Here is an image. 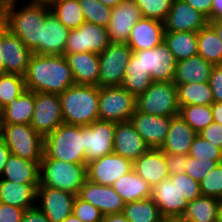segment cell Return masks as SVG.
Masks as SVG:
<instances>
[{"label": "cell", "instance_id": "obj_1", "mask_svg": "<svg viewBox=\"0 0 222 222\" xmlns=\"http://www.w3.org/2000/svg\"><path fill=\"white\" fill-rule=\"evenodd\" d=\"M24 80L27 90L58 95L75 85L71 68L64 55L33 53Z\"/></svg>", "mask_w": 222, "mask_h": 222}, {"label": "cell", "instance_id": "obj_2", "mask_svg": "<svg viewBox=\"0 0 222 222\" xmlns=\"http://www.w3.org/2000/svg\"><path fill=\"white\" fill-rule=\"evenodd\" d=\"M17 2L12 0L2 25L33 51L41 42V25L50 6L27 2L25 6L16 9Z\"/></svg>", "mask_w": 222, "mask_h": 222}, {"label": "cell", "instance_id": "obj_3", "mask_svg": "<svg viewBox=\"0 0 222 222\" xmlns=\"http://www.w3.org/2000/svg\"><path fill=\"white\" fill-rule=\"evenodd\" d=\"M63 121L88 126L99 119L98 86L73 85L59 95Z\"/></svg>", "mask_w": 222, "mask_h": 222}, {"label": "cell", "instance_id": "obj_4", "mask_svg": "<svg viewBox=\"0 0 222 222\" xmlns=\"http://www.w3.org/2000/svg\"><path fill=\"white\" fill-rule=\"evenodd\" d=\"M42 158L86 164L84 126L62 123L44 138Z\"/></svg>", "mask_w": 222, "mask_h": 222}, {"label": "cell", "instance_id": "obj_5", "mask_svg": "<svg viewBox=\"0 0 222 222\" xmlns=\"http://www.w3.org/2000/svg\"><path fill=\"white\" fill-rule=\"evenodd\" d=\"M87 179L86 164L42 158L39 185L57 188L78 195Z\"/></svg>", "mask_w": 222, "mask_h": 222}, {"label": "cell", "instance_id": "obj_6", "mask_svg": "<svg viewBox=\"0 0 222 222\" xmlns=\"http://www.w3.org/2000/svg\"><path fill=\"white\" fill-rule=\"evenodd\" d=\"M0 138L12 155L41 163L44 138L30 124H0Z\"/></svg>", "mask_w": 222, "mask_h": 222}, {"label": "cell", "instance_id": "obj_7", "mask_svg": "<svg viewBox=\"0 0 222 222\" xmlns=\"http://www.w3.org/2000/svg\"><path fill=\"white\" fill-rule=\"evenodd\" d=\"M137 110L154 116L179 115L178 91L174 82L153 81L149 88L137 96Z\"/></svg>", "mask_w": 222, "mask_h": 222}, {"label": "cell", "instance_id": "obj_8", "mask_svg": "<svg viewBox=\"0 0 222 222\" xmlns=\"http://www.w3.org/2000/svg\"><path fill=\"white\" fill-rule=\"evenodd\" d=\"M99 120L110 122L130 121L137 110V97L122 86L98 87Z\"/></svg>", "mask_w": 222, "mask_h": 222}, {"label": "cell", "instance_id": "obj_9", "mask_svg": "<svg viewBox=\"0 0 222 222\" xmlns=\"http://www.w3.org/2000/svg\"><path fill=\"white\" fill-rule=\"evenodd\" d=\"M133 51L127 43H110L99 54V87L121 86Z\"/></svg>", "mask_w": 222, "mask_h": 222}, {"label": "cell", "instance_id": "obj_10", "mask_svg": "<svg viewBox=\"0 0 222 222\" xmlns=\"http://www.w3.org/2000/svg\"><path fill=\"white\" fill-rule=\"evenodd\" d=\"M107 28L90 22L69 31L64 54L102 53L110 44Z\"/></svg>", "mask_w": 222, "mask_h": 222}, {"label": "cell", "instance_id": "obj_11", "mask_svg": "<svg viewBox=\"0 0 222 222\" xmlns=\"http://www.w3.org/2000/svg\"><path fill=\"white\" fill-rule=\"evenodd\" d=\"M63 121L58 94L35 92V105L30 125L43 138L58 128Z\"/></svg>", "mask_w": 222, "mask_h": 222}, {"label": "cell", "instance_id": "obj_12", "mask_svg": "<svg viewBox=\"0 0 222 222\" xmlns=\"http://www.w3.org/2000/svg\"><path fill=\"white\" fill-rule=\"evenodd\" d=\"M133 54L141 60L152 81L173 82L176 60L164 41L157 47L133 51Z\"/></svg>", "mask_w": 222, "mask_h": 222}, {"label": "cell", "instance_id": "obj_13", "mask_svg": "<svg viewBox=\"0 0 222 222\" xmlns=\"http://www.w3.org/2000/svg\"><path fill=\"white\" fill-rule=\"evenodd\" d=\"M116 123L96 120L84 126V150L87 163L113 153Z\"/></svg>", "mask_w": 222, "mask_h": 222}, {"label": "cell", "instance_id": "obj_14", "mask_svg": "<svg viewBox=\"0 0 222 222\" xmlns=\"http://www.w3.org/2000/svg\"><path fill=\"white\" fill-rule=\"evenodd\" d=\"M133 169V162L115 153L104 155L86 165L87 179L91 182L112 186L121 176Z\"/></svg>", "mask_w": 222, "mask_h": 222}, {"label": "cell", "instance_id": "obj_15", "mask_svg": "<svg viewBox=\"0 0 222 222\" xmlns=\"http://www.w3.org/2000/svg\"><path fill=\"white\" fill-rule=\"evenodd\" d=\"M0 48L6 73L24 76L33 52L2 24H0Z\"/></svg>", "mask_w": 222, "mask_h": 222}, {"label": "cell", "instance_id": "obj_16", "mask_svg": "<svg viewBox=\"0 0 222 222\" xmlns=\"http://www.w3.org/2000/svg\"><path fill=\"white\" fill-rule=\"evenodd\" d=\"M76 195L53 187H37L36 202L38 208L48 217L50 222H62L73 213Z\"/></svg>", "mask_w": 222, "mask_h": 222}, {"label": "cell", "instance_id": "obj_17", "mask_svg": "<svg viewBox=\"0 0 222 222\" xmlns=\"http://www.w3.org/2000/svg\"><path fill=\"white\" fill-rule=\"evenodd\" d=\"M141 18L140 9L134 0H123L113 7L106 27L110 42L127 43L131 29Z\"/></svg>", "mask_w": 222, "mask_h": 222}, {"label": "cell", "instance_id": "obj_18", "mask_svg": "<svg viewBox=\"0 0 222 222\" xmlns=\"http://www.w3.org/2000/svg\"><path fill=\"white\" fill-rule=\"evenodd\" d=\"M165 32H198L209 21L206 16L191 7L185 0H174L165 19Z\"/></svg>", "mask_w": 222, "mask_h": 222}, {"label": "cell", "instance_id": "obj_19", "mask_svg": "<svg viewBox=\"0 0 222 222\" xmlns=\"http://www.w3.org/2000/svg\"><path fill=\"white\" fill-rule=\"evenodd\" d=\"M78 196L97 207L103 215L122 213L125 206L124 200L112 186L97 184L88 179L81 186Z\"/></svg>", "mask_w": 222, "mask_h": 222}, {"label": "cell", "instance_id": "obj_20", "mask_svg": "<svg viewBox=\"0 0 222 222\" xmlns=\"http://www.w3.org/2000/svg\"><path fill=\"white\" fill-rule=\"evenodd\" d=\"M171 119L172 117L154 116L136 110L130 121L150 148H160L167 137Z\"/></svg>", "mask_w": 222, "mask_h": 222}, {"label": "cell", "instance_id": "obj_21", "mask_svg": "<svg viewBox=\"0 0 222 222\" xmlns=\"http://www.w3.org/2000/svg\"><path fill=\"white\" fill-rule=\"evenodd\" d=\"M69 31L49 11L41 25V42L32 52L39 55H64Z\"/></svg>", "mask_w": 222, "mask_h": 222}, {"label": "cell", "instance_id": "obj_22", "mask_svg": "<svg viewBox=\"0 0 222 222\" xmlns=\"http://www.w3.org/2000/svg\"><path fill=\"white\" fill-rule=\"evenodd\" d=\"M133 169L152 188L169 178L166 153L159 148H149L133 162Z\"/></svg>", "mask_w": 222, "mask_h": 222}, {"label": "cell", "instance_id": "obj_23", "mask_svg": "<svg viewBox=\"0 0 222 222\" xmlns=\"http://www.w3.org/2000/svg\"><path fill=\"white\" fill-rule=\"evenodd\" d=\"M164 34L163 22L142 17L131 29L127 45L132 51L152 49L164 41Z\"/></svg>", "mask_w": 222, "mask_h": 222}, {"label": "cell", "instance_id": "obj_24", "mask_svg": "<svg viewBox=\"0 0 222 222\" xmlns=\"http://www.w3.org/2000/svg\"><path fill=\"white\" fill-rule=\"evenodd\" d=\"M113 153L134 162L150 147L141 138L131 121L116 123Z\"/></svg>", "mask_w": 222, "mask_h": 222}, {"label": "cell", "instance_id": "obj_25", "mask_svg": "<svg viewBox=\"0 0 222 222\" xmlns=\"http://www.w3.org/2000/svg\"><path fill=\"white\" fill-rule=\"evenodd\" d=\"M76 85L99 87V55L91 52L64 54Z\"/></svg>", "mask_w": 222, "mask_h": 222}, {"label": "cell", "instance_id": "obj_26", "mask_svg": "<svg viewBox=\"0 0 222 222\" xmlns=\"http://www.w3.org/2000/svg\"><path fill=\"white\" fill-rule=\"evenodd\" d=\"M151 198L162 216L182 215L189 205V202L180 195L176 184L172 183L169 178L152 188Z\"/></svg>", "mask_w": 222, "mask_h": 222}, {"label": "cell", "instance_id": "obj_27", "mask_svg": "<svg viewBox=\"0 0 222 222\" xmlns=\"http://www.w3.org/2000/svg\"><path fill=\"white\" fill-rule=\"evenodd\" d=\"M197 133L180 115L172 117L167 137L159 148L166 154L188 155L190 146Z\"/></svg>", "mask_w": 222, "mask_h": 222}, {"label": "cell", "instance_id": "obj_28", "mask_svg": "<svg viewBox=\"0 0 222 222\" xmlns=\"http://www.w3.org/2000/svg\"><path fill=\"white\" fill-rule=\"evenodd\" d=\"M39 183H15L0 180V202L18 208L28 209L34 207L37 198Z\"/></svg>", "mask_w": 222, "mask_h": 222}, {"label": "cell", "instance_id": "obj_29", "mask_svg": "<svg viewBox=\"0 0 222 222\" xmlns=\"http://www.w3.org/2000/svg\"><path fill=\"white\" fill-rule=\"evenodd\" d=\"M214 65L199 54L176 62L175 84L200 83L209 80Z\"/></svg>", "mask_w": 222, "mask_h": 222}, {"label": "cell", "instance_id": "obj_30", "mask_svg": "<svg viewBox=\"0 0 222 222\" xmlns=\"http://www.w3.org/2000/svg\"><path fill=\"white\" fill-rule=\"evenodd\" d=\"M40 164L15 155H10L5 163L0 180L15 183H39Z\"/></svg>", "mask_w": 222, "mask_h": 222}, {"label": "cell", "instance_id": "obj_31", "mask_svg": "<svg viewBox=\"0 0 222 222\" xmlns=\"http://www.w3.org/2000/svg\"><path fill=\"white\" fill-rule=\"evenodd\" d=\"M112 187L125 203L150 198L152 195V187L134 169L117 179Z\"/></svg>", "mask_w": 222, "mask_h": 222}, {"label": "cell", "instance_id": "obj_32", "mask_svg": "<svg viewBox=\"0 0 222 222\" xmlns=\"http://www.w3.org/2000/svg\"><path fill=\"white\" fill-rule=\"evenodd\" d=\"M35 105V92L25 90L9 105L3 108L0 124H30Z\"/></svg>", "mask_w": 222, "mask_h": 222}, {"label": "cell", "instance_id": "obj_33", "mask_svg": "<svg viewBox=\"0 0 222 222\" xmlns=\"http://www.w3.org/2000/svg\"><path fill=\"white\" fill-rule=\"evenodd\" d=\"M164 42L167 44L176 62L198 54L196 32H165Z\"/></svg>", "mask_w": 222, "mask_h": 222}, {"label": "cell", "instance_id": "obj_34", "mask_svg": "<svg viewBox=\"0 0 222 222\" xmlns=\"http://www.w3.org/2000/svg\"><path fill=\"white\" fill-rule=\"evenodd\" d=\"M152 82L151 75L144 70L141 60L132 53L121 86L137 97L144 93Z\"/></svg>", "mask_w": 222, "mask_h": 222}, {"label": "cell", "instance_id": "obj_35", "mask_svg": "<svg viewBox=\"0 0 222 222\" xmlns=\"http://www.w3.org/2000/svg\"><path fill=\"white\" fill-rule=\"evenodd\" d=\"M198 54L213 65L222 64V42L208 23L197 32Z\"/></svg>", "mask_w": 222, "mask_h": 222}, {"label": "cell", "instance_id": "obj_36", "mask_svg": "<svg viewBox=\"0 0 222 222\" xmlns=\"http://www.w3.org/2000/svg\"><path fill=\"white\" fill-rule=\"evenodd\" d=\"M179 106L211 105L214 103L212 89L209 82L176 84Z\"/></svg>", "mask_w": 222, "mask_h": 222}, {"label": "cell", "instance_id": "obj_37", "mask_svg": "<svg viewBox=\"0 0 222 222\" xmlns=\"http://www.w3.org/2000/svg\"><path fill=\"white\" fill-rule=\"evenodd\" d=\"M220 199L201 195L189 202L184 216L192 222H218Z\"/></svg>", "mask_w": 222, "mask_h": 222}, {"label": "cell", "instance_id": "obj_38", "mask_svg": "<svg viewBox=\"0 0 222 222\" xmlns=\"http://www.w3.org/2000/svg\"><path fill=\"white\" fill-rule=\"evenodd\" d=\"M122 214L130 222H161L162 215L154 200H143L125 203Z\"/></svg>", "mask_w": 222, "mask_h": 222}, {"label": "cell", "instance_id": "obj_39", "mask_svg": "<svg viewBox=\"0 0 222 222\" xmlns=\"http://www.w3.org/2000/svg\"><path fill=\"white\" fill-rule=\"evenodd\" d=\"M50 11L69 30L78 28L85 18L78 0H56Z\"/></svg>", "mask_w": 222, "mask_h": 222}, {"label": "cell", "instance_id": "obj_40", "mask_svg": "<svg viewBox=\"0 0 222 222\" xmlns=\"http://www.w3.org/2000/svg\"><path fill=\"white\" fill-rule=\"evenodd\" d=\"M179 115L197 134L214 122L211 105L182 106Z\"/></svg>", "mask_w": 222, "mask_h": 222}, {"label": "cell", "instance_id": "obj_41", "mask_svg": "<svg viewBox=\"0 0 222 222\" xmlns=\"http://www.w3.org/2000/svg\"><path fill=\"white\" fill-rule=\"evenodd\" d=\"M26 89L24 76L15 73L0 75V104L2 108L18 99Z\"/></svg>", "mask_w": 222, "mask_h": 222}, {"label": "cell", "instance_id": "obj_42", "mask_svg": "<svg viewBox=\"0 0 222 222\" xmlns=\"http://www.w3.org/2000/svg\"><path fill=\"white\" fill-rule=\"evenodd\" d=\"M86 22L107 27L112 8L107 7L99 0H78Z\"/></svg>", "mask_w": 222, "mask_h": 222}, {"label": "cell", "instance_id": "obj_43", "mask_svg": "<svg viewBox=\"0 0 222 222\" xmlns=\"http://www.w3.org/2000/svg\"><path fill=\"white\" fill-rule=\"evenodd\" d=\"M143 18L164 22L174 0H134Z\"/></svg>", "mask_w": 222, "mask_h": 222}, {"label": "cell", "instance_id": "obj_44", "mask_svg": "<svg viewBox=\"0 0 222 222\" xmlns=\"http://www.w3.org/2000/svg\"><path fill=\"white\" fill-rule=\"evenodd\" d=\"M188 156L199 158V160H214L218 164L222 163V150L213 146L199 134L194 138Z\"/></svg>", "mask_w": 222, "mask_h": 222}, {"label": "cell", "instance_id": "obj_45", "mask_svg": "<svg viewBox=\"0 0 222 222\" xmlns=\"http://www.w3.org/2000/svg\"><path fill=\"white\" fill-rule=\"evenodd\" d=\"M199 183L202 195L222 199V163L217 164Z\"/></svg>", "mask_w": 222, "mask_h": 222}, {"label": "cell", "instance_id": "obj_46", "mask_svg": "<svg viewBox=\"0 0 222 222\" xmlns=\"http://www.w3.org/2000/svg\"><path fill=\"white\" fill-rule=\"evenodd\" d=\"M172 183H175L181 196L188 202H192L202 195L200 183L195 181L186 173L169 176Z\"/></svg>", "mask_w": 222, "mask_h": 222}, {"label": "cell", "instance_id": "obj_47", "mask_svg": "<svg viewBox=\"0 0 222 222\" xmlns=\"http://www.w3.org/2000/svg\"><path fill=\"white\" fill-rule=\"evenodd\" d=\"M73 214L82 222H103V214L91 203L84 201L76 195L73 204Z\"/></svg>", "mask_w": 222, "mask_h": 222}, {"label": "cell", "instance_id": "obj_48", "mask_svg": "<svg viewBox=\"0 0 222 222\" xmlns=\"http://www.w3.org/2000/svg\"><path fill=\"white\" fill-rule=\"evenodd\" d=\"M214 160H199V158L188 156L186 174H188L195 181H202L203 178L217 165Z\"/></svg>", "mask_w": 222, "mask_h": 222}, {"label": "cell", "instance_id": "obj_49", "mask_svg": "<svg viewBox=\"0 0 222 222\" xmlns=\"http://www.w3.org/2000/svg\"><path fill=\"white\" fill-rule=\"evenodd\" d=\"M198 134L213 146L222 150V125L212 122Z\"/></svg>", "mask_w": 222, "mask_h": 222}, {"label": "cell", "instance_id": "obj_50", "mask_svg": "<svg viewBox=\"0 0 222 222\" xmlns=\"http://www.w3.org/2000/svg\"><path fill=\"white\" fill-rule=\"evenodd\" d=\"M208 82L212 89L214 102H222V64L212 67Z\"/></svg>", "mask_w": 222, "mask_h": 222}, {"label": "cell", "instance_id": "obj_51", "mask_svg": "<svg viewBox=\"0 0 222 222\" xmlns=\"http://www.w3.org/2000/svg\"><path fill=\"white\" fill-rule=\"evenodd\" d=\"M169 176L186 172L188 155L184 154H166Z\"/></svg>", "mask_w": 222, "mask_h": 222}, {"label": "cell", "instance_id": "obj_52", "mask_svg": "<svg viewBox=\"0 0 222 222\" xmlns=\"http://www.w3.org/2000/svg\"><path fill=\"white\" fill-rule=\"evenodd\" d=\"M25 209L0 202V222H21Z\"/></svg>", "mask_w": 222, "mask_h": 222}, {"label": "cell", "instance_id": "obj_53", "mask_svg": "<svg viewBox=\"0 0 222 222\" xmlns=\"http://www.w3.org/2000/svg\"><path fill=\"white\" fill-rule=\"evenodd\" d=\"M21 222H50L48 217L38 208V204L25 210Z\"/></svg>", "mask_w": 222, "mask_h": 222}, {"label": "cell", "instance_id": "obj_54", "mask_svg": "<svg viewBox=\"0 0 222 222\" xmlns=\"http://www.w3.org/2000/svg\"><path fill=\"white\" fill-rule=\"evenodd\" d=\"M191 7L202 13L211 21L213 0H185Z\"/></svg>", "mask_w": 222, "mask_h": 222}, {"label": "cell", "instance_id": "obj_55", "mask_svg": "<svg viewBox=\"0 0 222 222\" xmlns=\"http://www.w3.org/2000/svg\"><path fill=\"white\" fill-rule=\"evenodd\" d=\"M10 155H11V151L0 138V178L3 174L5 163L7 162Z\"/></svg>", "mask_w": 222, "mask_h": 222}, {"label": "cell", "instance_id": "obj_56", "mask_svg": "<svg viewBox=\"0 0 222 222\" xmlns=\"http://www.w3.org/2000/svg\"><path fill=\"white\" fill-rule=\"evenodd\" d=\"M222 20V0H213L211 21Z\"/></svg>", "mask_w": 222, "mask_h": 222}, {"label": "cell", "instance_id": "obj_57", "mask_svg": "<svg viewBox=\"0 0 222 222\" xmlns=\"http://www.w3.org/2000/svg\"><path fill=\"white\" fill-rule=\"evenodd\" d=\"M214 122L222 125V102H214L211 104Z\"/></svg>", "mask_w": 222, "mask_h": 222}, {"label": "cell", "instance_id": "obj_58", "mask_svg": "<svg viewBox=\"0 0 222 222\" xmlns=\"http://www.w3.org/2000/svg\"><path fill=\"white\" fill-rule=\"evenodd\" d=\"M103 222H130L122 213L106 214Z\"/></svg>", "mask_w": 222, "mask_h": 222}, {"label": "cell", "instance_id": "obj_59", "mask_svg": "<svg viewBox=\"0 0 222 222\" xmlns=\"http://www.w3.org/2000/svg\"><path fill=\"white\" fill-rule=\"evenodd\" d=\"M12 0H0V24L3 23L7 16Z\"/></svg>", "mask_w": 222, "mask_h": 222}, {"label": "cell", "instance_id": "obj_60", "mask_svg": "<svg viewBox=\"0 0 222 222\" xmlns=\"http://www.w3.org/2000/svg\"><path fill=\"white\" fill-rule=\"evenodd\" d=\"M161 222H192V221L182 214V215L162 216Z\"/></svg>", "mask_w": 222, "mask_h": 222}, {"label": "cell", "instance_id": "obj_61", "mask_svg": "<svg viewBox=\"0 0 222 222\" xmlns=\"http://www.w3.org/2000/svg\"><path fill=\"white\" fill-rule=\"evenodd\" d=\"M209 24L215 29L218 37L222 42V20L209 21Z\"/></svg>", "mask_w": 222, "mask_h": 222}, {"label": "cell", "instance_id": "obj_62", "mask_svg": "<svg viewBox=\"0 0 222 222\" xmlns=\"http://www.w3.org/2000/svg\"><path fill=\"white\" fill-rule=\"evenodd\" d=\"M107 7L113 8L120 4L123 0H99Z\"/></svg>", "mask_w": 222, "mask_h": 222}, {"label": "cell", "instance_id": "obj_63", "mask_svg": "<svg viewBox=\"0 0 222 222\" xmlns=\"http://www.w3.org/2000/svg\"><path fill=\"white\" fill-rule=\"evenodd\" d=\"M29 3L43 4L51 6L56 0H28Z\"/></svg>", "mask_w": 222, "mask_h": 222}, {"label": "cell", "instance_id": "obj_64", "mask_svg": "<svg viewBox=\"0 0 222 222\" xmlns=\"http://www.w3.org/2000/svg\"><path fill=\"white\" fill-rule=\"evenodd\" d=\"M62 222H82L80 219H78L73 213L68 216L64 221Z\"/></svg>", "mask_w": 222, "mask_h": 222}, {"label": "cell", "instance_id": "obj_65", "mask_svg": "<svg viewBox=\"0 0 222 222\" xmlns=\"http://www.w3.org/2000/svg\"><path fill=\"white\" fill-rule=\"evenodd\" d=\"M5 64L1 56V48H0V75L5 74Z\"/></svg>", "mask_w": 222, "mask_h": 222}, {"label": "cell", "instance_id": "obj_66", "mask_svg": "<svg viewBox=\"0 0 222 222\" xmlns=\"http://www.w3.org/2000/svg\"><path fill=\"white\" fill-rule=\"evenodd\" d=\"M218 222H222V199L219 202Z\"/></svg>", "mask_w": 222, "mask_h": 222}, {"label": "cell", "instance_id": "obj_67", "mask_svg": "<svg viewBox=\"0 0 222 222\" xmlns=\"http://www.w3.org/2000/svg\"><path fill=\"white\" fill-rule=\"evenodd\" d=\"M2 111H3V108H2V106H1V104H0V118H1V116H2Z\"/></svg>", "mask_w": 222, "mask_h": 222}]
</instances>
